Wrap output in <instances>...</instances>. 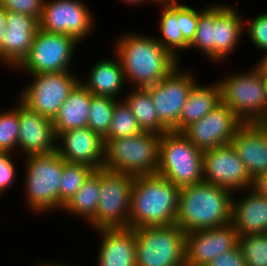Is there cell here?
<instances>
[{
  "label": "cell",
  "instance_id": "9a60e30c",
  "mask_svg": "<svg viewBox=\"0 0 267 266\" xmlns=\"http://www.w3.org/2000/svg\"><path fill=\"white\" fill-rule=\"evenodd\" d=\"M244 125L225 104L220 103L206 116L186 127L182 133L203 152L231 144L234 135Z\"/></svg>",
  "mask_w": 267,
  "mask_h": 266
},
{
  "label": "cell",
  "instance_id": "bcb514c9",
  "mask_svg": "<svg viewBox=\"0 0 267 266\" xmlns=\"http://www.w3.org/2000/svg\"><path fill=\"white\" fill-rule=\"evenodd\" d=\"M35 266H72V265H67V264H62V263H57V262H53V263L51 262V263H49L48 261L47 262L45 261V263H43V262L42 263L41 262L39 263L38 262V264H36Z\"/></svg>",
  "mask_w": 267,
  "mask_h": 266
},
{
  "label": "cell",
  "instance_id": "60d3db41",
  "mask_svg": "<svg viewBox=\"0 0 267 266\" xmlns=\"http://www.w3.org/2000/svg\"><path fill=\"white\" fill-rule=\"evenodd\" d=\"M259 194L267 197V173L254 180L253 187Z\"/></svg>",
  "mask_w": 267,
  "mask_h": 266
},
{
  "label": "cell",
  "instance_id": "f546056e",
  "mask_svg": "<svg viewBox=\"0 0 267 266\" xmlns=\"http://www.w3.org/2000/svg\"><path fill=\"white\" fill-rule=\"evenodd\" d=\"M95 169L86 164L70 163L63 159L59 181V202L65 206Z\"/></svg>",
  "mask_w": 267,
  "mask_h": 266
},
{
  "label": "cell",
  "instance_id": "ab89813d",
  "mask_svg": "<svg viewBox=\"0 0 267 266\" xmlns=\"http://www.w3.org/2000/svg\"><path fill=\"white\" fill-rule=\"evenodd\" d=\"M208 266H246V263L241 247L237 245L232 250L214 258Z\"/></svg>",
  "mask_w": 267,
  "mask_h": 266
},
{
  "label": "cell",
  "instance_id": "f35d334b",
  "mask_svg": "<svg viewBox=\"0 0 267 266\" xmlns=\"http://www.w3.org/2000/svg\"><path fill=\"white\" fill-rule=\"evenodd\" d=\"M44 0H1V6L7 12L26 14L38 21L42 15Z\"/></svg>",
  "mask_w": 267,
  "mask_h": 266
},
{
  "label": "cell",
  "instance_id": "e0dca14e",
  "mask_svg": "<svg viewBox=\"0 0 267 266\" xmlns=\"http://www.w3.org/2000/svg\"><path fill=\"white\" fill-rule=\"evenodd\" d=\"M16 100L19 113L17 154L21 150L19 157L55 152L58 143L52 119L30 110L18 98Z\"/></svg>",
  "mask_w": 267,
  "mask_h": 266
},
{
  "label": "cell",
  "instance_id": "d590c367",
  "mask_svg": "<svg viewBox=\"0 0 267 266\" xmlns=\"http://www.w3.org/2000/svg\"><path fill=\"white\" fill-rule=\"evenodd\" d=\"M176 17L180 20V29L183 38L190 44L195 37L198 26L199 10L187 3H176Z\"/></svg>",
  "mask_w": 267,
  "mask_h": 266
},
{
  "label": "cell",
  "instance_id": "7dc6e473",
  "mask_svg": "<svg viewBox=\"0 0 267 266\" xmlns=\"http://www.w3.org/2000/svg\"><path fill=\"white\" fill-rule=\"evenodd\" d=\"M264 86H265V105L267 106V72H262Z\"/></svg>",
  "mask_w": 267,
  "mask_h": 266
},
{
  "label": "cell",
  "instance_id": "4dcf8cb0",
  "mask_svg": "<svg viewBox=\"0 0 267 266\" xmlns=\"http://www.w3.org/2000/svg\"><path fill=\"white\" fill-rule=\"evenodd\" d=\"M214 3L199 10L198 26L195 37L188 50L195 48L205 58L213 62Z\"/></svg>",
  "mask_w": 267,
  "mask_h": 266
},
{
  "label": "cell",
  "instance_id": "74e56055",
  "mask_svg": "<svg viewBox=\"0 0 267 266\" xmlns=\"http://www.w3.org/2000/svg\"><path fill=\"white\" fill-rule=\"evenodd\" d=\"M15 156L14 153L0 151V198L16 180L18 165L15 163L18 162H15Z\"/></svg>",
  "mask_w": 267,
  "mask_h": 266
},
{
  "label": "cell",
  "instance_id": "ffe728a7",
  "mask_svg": "<svg viewBox=\"0 0 267 266\" xmlns=\"http://www.w3.org/2000/svg\"><path fill=\"white\" fill-rule=\"evenodd\" d=\"M231 144L253 181L267 173V123L244 124Z\"/></svg>",
  "mask_w": 267,
  "mask_h": 266
},
{
  "label": "cell",
  "instance_id": "9c48e42d",
  "mask_svg": "<svg viewBox=\"0 0 267 266\" xmlns=\"http://www.w3.org/2000/svg\"><path fill=\"white\" fill-rule=\"evenodd\" d=\"M134 176L100 168V196L93 229L129 228Z\"/></svg>",
  "mask_w": 267,
  "mask_h": 266
},
{
  "label": "cell",
  "instance_id": "2e32d148",
  "mask_svg": "<svg viewBox=\"0 0 267 266\" xmlns=\"http://www.w3.org/2000/svg\"><path fill=\"white\" fill-rule=\"evenodd\" d=\"M231 224L186 233L185 266H208L214 258L238 245Z\"/></svg>",
  "mask_w": 267,
  "mask_h": 266
},
{
  "label": "cell",
  "instance_id": "b9f144b4",
  "mask_svg": "<svg viewBox=\"0 0 267 266\" xmlns=\"http://www.w3.org/2000/svg\"><path fill=\"white\" fill-rule=\"evenodd\" d=\"M7 11L0 5V63L2 65V40L6 26Z\"/></svg>",
  "mask_w": 267,
  "mask_h": 266
},
{
  "label": "cell",
  "instance_id": "8fae6325",
  "mask_svg": "<svg viewBox=\"0 0 267 266\" xmlns=\"http://www.w3.org/2000/svg\"><path fill=\"white\" fill-rule=\"evenodd\" d=\"M77 43L79 44L71 36L52 34L39 28L29 54L15 71H23L29 75L70 71Z\"/></svg>",
  "mask_w": 267,
  "mask_h": 266
},
{
  "label": "cell",
  "instance_id": "1f68e13d",
  "mask_svg": "<svg viewBox=\"0 0 267 266\" xmlns=\"http://www.w3.org/2000/svg\"><path fill=\"white\" fill-rule=\"evenodd\" d=\"M142 129L123 99L116 102L112 121L104 139H118L142 133Z\"/></svg>",
  "mask_w": 267,
  "mask_h": 266
},
{
  "label": "cell",
  "instance_id": "7bdbcfd3",
  "mask_svg": "<svg viewBox=\"0 0 267 266\" xmlns=\"http://www.w3.org/2000/svg\"><path fill=\"white\" fill-rule=\"evenodd\" d=\"M256 65L262 72H267V51L263 53V56L258 60V63L256 62Z\"/></svg>",
  "mask_w": 267,
  "mask_h": 266
},
{
  "label": "cell",
  "instance_id": "277c9868",
  "mask_svg": "<svg viewBox=\"0 0 267 266\" xmlns=\"http://www.w3.org/2000/svg\"><path fill=\"white\" fill-rule=\"evenodd\" d=\"M25 205L37 215L52 213L63 205L59 202V181L63 172V158L58 151L23 157ZM39 213V214H38Z\"/></svg>",
  "mask_w": 267,
  "mask_h": 266
},
{
  "label": "cell",
  "instance_id": "44dd1931",
  "mask_svg": "<svg viewBox=\"0 0 267 266\" xmlns=\"http://www.w3.org/2000/svg\"><path fill=\"white\" fill-rule=\"evenodd\" d=\"M240 14L233 5L214 3L213 63L216 65L230 58L242 41L245 20Z\"/></svg>",
  "mask_w": 267,
  "mask_h": 266
},
{
  "label": "cell",
  "instance_id": "7a4b0ae2",
  "mask_svg": "<svg viewBox=\"0 0 267 266\" xmlns=\"http://www.w3.org/2000/svg\"><path fill=\"white\" fill-rule=\"evenodd\" d=\"M233 196L236 194L206 182L182 187L175 224L185 233L228 225Z\"/></svg>",
  "mask_w": 267,
  "mask_h": 266
},
{
  "label": "cell",
  "instance_id": "e575fe53",
  "mask_svg": "<svg viewBox=\"0 0 267 266\" xmlns=\"http://www.w3.org/2000/svg\"><path fill=\"white\" fill-rule=\"evenodd\" d=\"M238 245L243 252L246 266H267V234L239 236Z\"/></svg>",
  "mask_w": 267,
  "mask_h": 266
},
{
  "label": "cell",
  "instance_id": "30bf717a",
  "mask_svg": "<svg viewBox=\"0 0 267 266\" xmlns=\"http://www.w3.org/2000/svg\"><path fill=\"white\" fill-rule=\"evenodd\" d=\"M30 76L31 82L22 87L17 98L30 110L52 120L70 92L80 82V77L73 70Z\"/></svg>",
  "mask_w": 267,
  "mask_h": 266
},
{
  "label": "cell",
  "instance_id": "603a6c76",
  "mask_svg": "<svg viewBox=\"0 0 267 266\" xmlns=\"http://www.w3.org/2000/svg\"><path fill=\"white\" fill-rule=\"evenodd\" d=\"M96 266H136L135 231L133 228H103Z\"/></svg>",
  "mask_w": 267,
  "mask_h": 266
},
{
  "label": "cell",
  "instance_id": "5bb4252c",
  "mask_svg": "<svg viewBox=\"0 0 267 266\" xmlns=\"http://www.w3.org/2000/svg\"><path fill=\"white\" fill-rule=\"evenodd\" d=\"M203 176L204 182L221 186L234 194L252 188L254 183L232 144L203 152Z\"/></svg>",
  "mask_w": 267,
  "mask_h": 266
},
{
  "label": "cell",
  "instance_id": "d6a6232c",
  "mask_svg": "<svg viewBox=\"0 0 267 266\" xmlns=\"http://www.w3.org/2000/svg\"><path fill=\"white\" fill-rule=\"evenodd\" d=\"M117 101L108 96H92L88 117V127L92 131L102 137L108 133Z\"/></svg>",
  "mask_w": 267,
  "mask_h": 266
},
{
  "label": "cell",
  "instance_id": "8992f818",
  "mask_svg": "<svg viewBox=\"0 0 267 266\" xmlns=\"http://www.w3.org/2000/svg\"><path fill=\"white\" fill-rule=\"evenodd\" d=\"M248 71L221 77V103L229 107L244 124L267 123L265 86L262 71L255 64Z\"/></svg>",
  "mask_w": 267,
  "mask_h": 266
},
{
  "label": "cell",
  "instance_id": "484cf974",
  "mask_svg": "<svg viewBox=\"0 0 267 266\" xmlns=\"http://www.w3.org/2000/svg\"><path fill=\"white\" fill-rule=\"evenodd\" d=\"M92 94L79 82L54 117L57 138L64 132L87 127Z\"/></svg>",
  "mask_w": 267,
  "mask_h": 266
},
{
  "label": "cell",
  "instance_id": "6da1fadb",
  "mask_svg": "<svg viewBox=\"0 0 267 266\" xmlns=\"http://www.w3.org/2000/svg\"><path fill=\"white\" fill-rule=\"evenodd\" d=\"M122 34L115 39L113 54L121 63L126 84L131 83L132 88L155 85L180 65L155 37L129 31Z\"/></svg>",
  "mask_w": 267,
  "mask_h": 266
},
{
  "label": "cell",
  "instance_id": "7402d4cb",
  "mask_svg": "<svg viewBox=\"0 0 267 266\" xmlns=\"http://www.w3.org/2000/svg\"><path fill=\"white\" fill-rule=\"evenodd\" d=\"M236 198L233 197L232 201L230 224L237 231L238 236L266 234L267 197L250 188Z\"/></svg>",
  "mask_w": 267,
  "mask_h": 266
},
{
  "label": "cell",
  "instance_id": "d6986e66",
  "mask_svg": "<svg viewBox=\"0 0 267 266\" xmlns=\"http://www.w3.org/2000/svg\"><path fill=\"white\" fill-rule=\"evenodd\" d=\"M57 151L67 162L103 168L104 138L88 126L72 129L57 138Z\"/></svg>",
  "mask_w": 267,
  "mask_h": 266
},
{
  "label": "cell",
  "instance_id": "836d02e7",
  "mask_svg": "<svg viewBox=\"0 0 267 266\" xmlns=\"http://www.w3.org/2000/svg\"><path fill=\"white\" fill-rule=\"evenodd\" d=\"M14 107L0 110V151L17 154L19 136V113L17 101Z\"/></svg>",
  "mask_w": 267,
  "mask_h": 266
},
{
  "label": "cell",
  "instance_id": "8d00e7d4",
  "mask_svg": "<svg viewBox=\"0 0 267 266\" xmlns=\"http://www.w3.org/2000/svg\"><path fill=\"white\" fill-rule=\"evenodd\" d=\"M247 21V22H246ZM244 23L247 28V36L250 42L259 49L260 52L267 51V12L256 15L251 20H246ZM246 23H248L246 25Z\"/></svg>",
  "mask_w": 267,
  "mask_h": 266
},
{
  "label": "cell",
  "instance_id": "4fadbf2b",
  "mask_svg": "<svg viewBox=\"0 0 267 266\" xmlns=\"http://www.w3.org/2000/svg\"><path fill=\"white\" fill-rule=\"evenodd\" d=\"M176 67L159 83L146 87L159 121L172 131L179 122L182 108L193 85L198 81L192 71Z\"/></svg>",
  "mask_w": 267,
  "mask_h": 266
},
{
  "label": "cell",
  "instance_id": "cb8c5ba5",
  "mask_svg": "<svg viewBox=\"0 0 267 266\" xmlns=\"http://www.w3.org/2000/svg\"><path fill=\"white\" fill-rule=\"evenodd\" d=\"M96 61L89 69L90 71H87L89 73L86 79L80 78V83L92 95L108 96L120 100L126 81L118 57L115 55L111 59L107 57Z\"/></svg>",
  "mask_w": 267,
  "mask_h": 266
},
{
  "label": "cell",
  "instance_id": "ac0fdd59",
  "mask_svg": "<svg viewBox=\"0 0 267 266\" xmlns=\"http://www.w3.org/2000/svg\"><path fill=\"white\" fill-rule=\"evenodd\" d=\"M39 21L29 15L7 12L2 40V66L16 69L30 52Z\"/></svg>",
  "mask_w": 267,
  "mask_h": 266
},
{
  "label": "cell",
  "instance_id": "ba28073f",
  "mask_svg": "<svg viewBox=\"0 0 267 266\" xmlns=\"http://www.w3.org/2000/svg\"><path fill=\"white\" fill-rule=\"evenodd\" d=\"M134 231L136 266H185L186 233L176 224Z\"/></svg>",
  "mask_w": 267,
  "mask_h": 266
},
{
  "label": "cell",
  "instance_id": "f1b7e54d",
  "mask_svg": "<svg viewBox=\"0 0 267 266\" xmlns=\"http://www.w3.org/2000/svg\"><path fill=\"white\" fill-rule=\"evenodd\" d=\"M162 14L159 17V29L161 37H155L161 46H163L181 65L179 57L181 51L188 50L189 43L183 38L180 29V20L176 17V3L162 5Z\"/></svg>",
  "mask_w": 267,
  "mask_h": 266
},
{
  "label": "cell",
  "instance_id": "83f0119b",
  "mask_svg": "<svg viewBox=\"0 0 267 266\" xmlns=\"http://www.w3.org/2000/svg\"><path fill=\"white\" fill-rule=\"evenodd\" d=\"M100 196V169L94 170L62 211L89 223L95 216Z\"/></svg>",
  "mask_w": 267,
  "mask_h": 266
},
{
  "label": "cell",
  "instance_id": "3957f363",
  "mask_svg": "<svg viewBox=\"0 0 267 266\" xmlns=\"http://www.w3.org/2000/svg\"><path fill=\"white\" fill-rule=\"evenodd\" d=\"M180 188L158 175L135 176L129 228L175 224Z\"/></svg>",
  "mask_w": 267,
  "mask_h": 266
},
{
  "label": "cell",
  "instance_id": "7c38bea8",
  "mask_svg": "<svg viewBox=\"0 0 267 266\" xmlns=\"http://www.w3.org/2000/svg\"><path fill=\"white\" fill-rule=\"evenodd\" d=\"M83 0H44L39 28L52 34L71 36L77 42L91 36L94 24L93 12Z\"/></svg>",
  "mask_w": 267,
  "mask_h": 266
},
{
  "label": "cell",
  "instance_id": "ee69618b",
  "mask_svg": "<svg viewBox=\"0 0 267 266\" xmlns=\"http://www.w3.org/2000/svg\"><path fill=\"white\" fill-rule=\"evenodd\" d=\"M121 2L128 4V6L134 5V7H136L138 5L141 6V4H143V2H144V4H146V3L152 4L151 0H121Z\"/></svg>",
  "mask_w": 267,
  "mask_h": 266
},
{
  "label": "cell",
  "instance_id": "4316f807",
  "mask_svg": "<svg viewBox=\"0 0 267 266\" xmlns=\"http://www.w3.org/2000/svg\"><path fill=\"white\" fill-rule=\"evenodd\" d=\"M136 117L143 132L162 135L169 130L159 121L155 106L146 88H133L121 96Z\"/></svg>",
  "mask_w": 267,
  "mask_h": 266
},
{
  "label": "cell",
  "instance_id": "f6af8a7d",
  "mask_svg": "<svg viewBox=\"0 0 267 266\" xmlns=\"http://www.w3.org/2000/svg\"><path fill=\"white\" fill-rule=\"evenodd\" d=\"M151 2L154 4H159L161 5H166V4H174V3H178V0H151Z\"/></svg>",
  "mask_w": 267,
  "mask_h": 266
},
{
  "label": "cell",
  "instance_id": "d4e9b609",
  "mask_svg": "<svg viewBox=\"0 0 267 266\" xmlns=\"http://www.w3.org/2000/svg\"><path fill=\"white\" fill-rule=\"evenodd\" d=\"M197 81L188 94L182 108L178 125L173 132H182L186 127L199 121L221 103L220 85L217 80L210 84Z\"/></svg>",
  "mask_w": 267,
  "mask_h": 266
},
{
  "label": "cell",
  "instance_id": "5b68a950",
  "mask_svg": "<svg viewBox=\"0 0 267 266\" xmlns=\"http://www.w3.org/2000/svg\"><path fill=\"white\" fill-rule=\"evenodd\" d=\"M160 136L156 133L104 139L103 168L132 176L156 174L159 167Z\"/></svg>",
  "mask_w": 267,
  "mask_h": 266
},
{
  "label": "cell",
  "instance_id": "52a82bcc",
  "mask_svg": "<svg viewBox=\"0 0 267 266\" xmlns=\"http://www.w3.org/2000/svg\"><path fill=\"white\" fill-rule=\"evenodd\" d=\"M156 174L179 188L204 182L203 151L182 132L163 133L160 136L159 167Z\"/></svg>",
  "mask_w": 267,
  "mask_h": 266
}]
</instances>
